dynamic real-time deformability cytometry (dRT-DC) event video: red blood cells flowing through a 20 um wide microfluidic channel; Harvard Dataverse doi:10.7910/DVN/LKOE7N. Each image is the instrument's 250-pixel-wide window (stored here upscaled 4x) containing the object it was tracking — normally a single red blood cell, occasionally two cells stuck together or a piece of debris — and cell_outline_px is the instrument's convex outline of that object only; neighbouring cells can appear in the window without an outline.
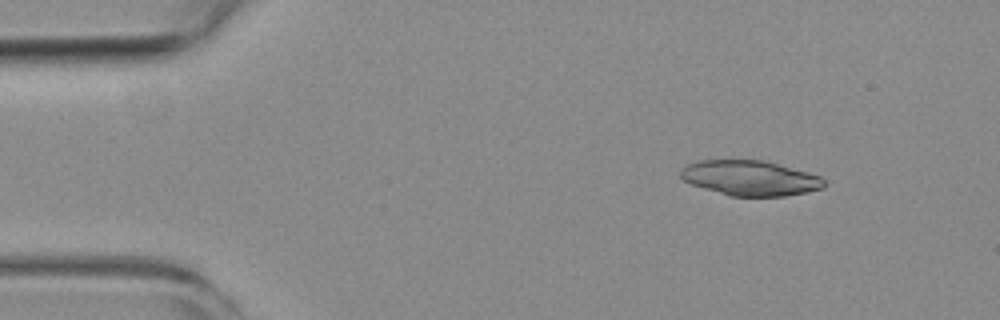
{"species": "common noctule bat (a hibernating species)", "species_latin": "Nyctalus noctula", "temperature_condition": "room temperature", "stored_images_in_passage": 10, "camera_frame_rate_fps": 3000, "um_per_image_px": 0.085, "animal": {"sex": "female", "body_mass_g": 19.3, "forearm_length_mm": 54.1}, "frame": {"image": 1, "passage_image": 2, "time_ms": 1.333, "image_size_px": [1000, 320], "cell_outline_px": [[824, 188], [808, 192], [784, 196], [728, 196], [692, 184], [684, 180], [680, 176], [680, 168], [688, 164], [700, 160], [764, 160], [808, 172], [820, 176], [824, 180]], "centroid_in_image_um": [63.76, 15.13], "position_along_channel_um": 21.2, "area_um2": 29.36}}
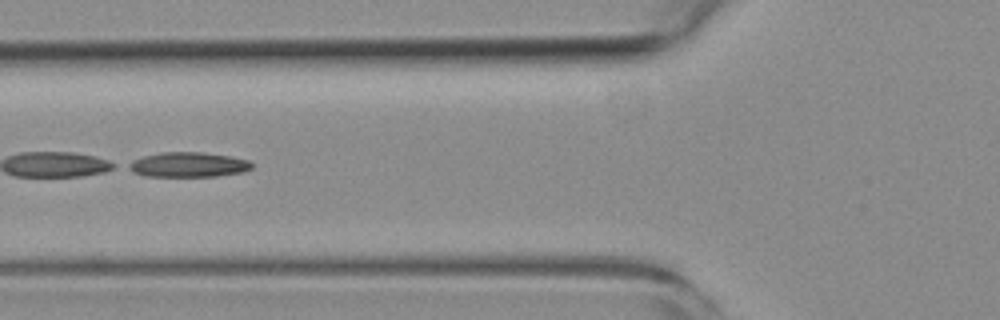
{"frame": {"image": 2, "passage_image": 6, "time_ms": 6.0, "image_size_px": [1000, 320], "cell_outline_px": [[252, 168], [244, 172], [216, 176], [144, 176], [132, 172], [124, 168], [124, 164], [132, 160], [144, 156], [160, 152], [204, 152], [232, 156], [252, 160]], "centroid_in_image_um": [15.97, 13.99], "position_along_channel_um": 109.8, "area_um2": 18.32}}
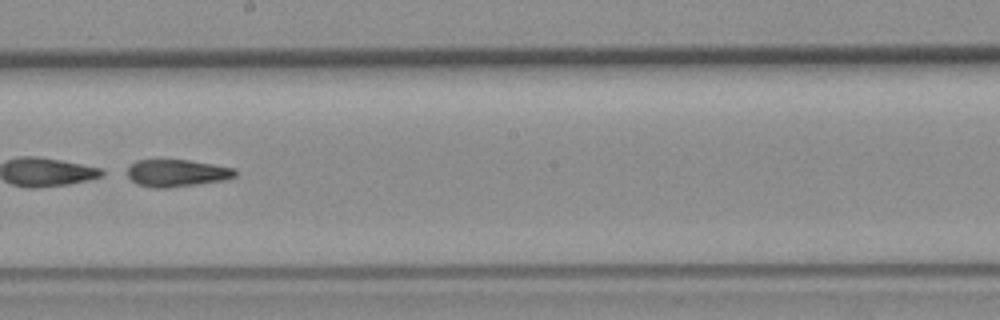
{"frame": {"image": 3, "passage_image": 9, "time_ms": 9.333, "image_size_px": [1000, 320], "cell_outline_px": [[236, 176], [224, 180], [168, 188], [152, 188], [136, 184], [128, 176], [128, 168], [136, 160], [188, 160], [236, 168]], "centroid_in_image_um": [15.03, 14.71], "position_along_channel_um": 233.2, "area_um2": 17.05}}